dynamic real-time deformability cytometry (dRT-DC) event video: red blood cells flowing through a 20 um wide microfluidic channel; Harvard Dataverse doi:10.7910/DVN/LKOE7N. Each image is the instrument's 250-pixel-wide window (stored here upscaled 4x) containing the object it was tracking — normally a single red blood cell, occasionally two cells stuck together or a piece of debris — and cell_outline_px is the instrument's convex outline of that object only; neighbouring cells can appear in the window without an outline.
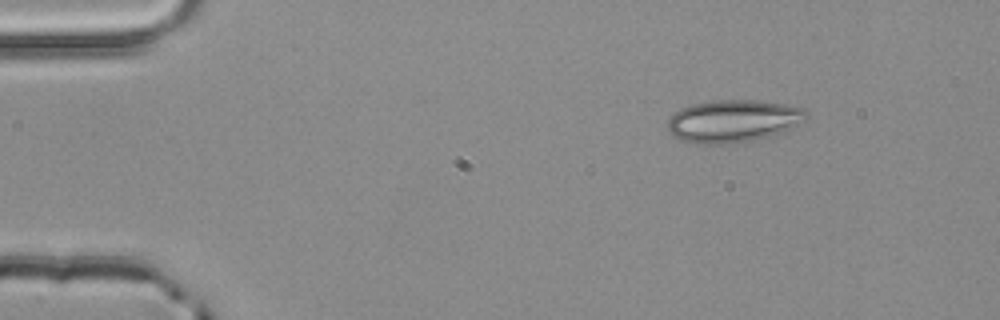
{"species": "common noctule bat (a hibernating species)", "species_latin": "Nyctalus noctula", "temperature_condition": "room temperature", "stored_images_in_passage": 3, "camera_frame_rate_fps": 3000, "um_per_image_px": 0.085, "animal": {"sex": "male", "body_mass_g": 20.4}, "frame": {"image": 1, "passage_image": 1, "time_ms": 0.0, "image_size_px": [1000, 320], "cell_outline_px": [[808, 116], [804, 120], [780, 132], [748, 140], [724, 144], [704, 144], [680, 140], [672, 136], [668, 132], [668, 120], [680, 108], [692, 104], [712, 100], [756, 100], [784, 104], [804, 108], [808, 112]], "centroid_in_image_um": [62.26, 10.27], "position_along_channel_um": 22.7, "area_um2": 33.87}}